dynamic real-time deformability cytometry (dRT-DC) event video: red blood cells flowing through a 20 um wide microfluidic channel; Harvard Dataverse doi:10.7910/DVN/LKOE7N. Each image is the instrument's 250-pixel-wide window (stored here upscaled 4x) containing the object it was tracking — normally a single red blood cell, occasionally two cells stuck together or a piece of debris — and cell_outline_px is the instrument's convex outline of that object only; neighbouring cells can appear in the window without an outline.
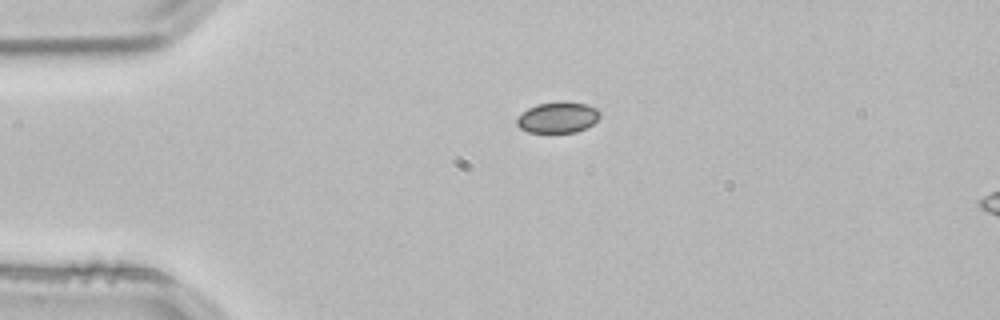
{"species": "common noctule bat (a hibernating species)", "species_latin": "Nyctalus noctula", "temperature_condition": "room temperature", "stored_images_in_passage": 6, "camera_frame_rate_fps": 3000, "um_per_image_px": 0.085, "animal": {"sex": "male", "body_mass_g": 21.5, "forearm_length_mm": 52.0}, "frame": {"image": 1, "passage_image": 1, "time_ms": 0.0, "image_size_px": [1000, 320], "cell_outline_px": [[600, 116], [592, 124], [576, 132], [528, 132], [520, 128], [516, 124], [516, 120], [528, 108], [536, 104], [584, 104], [596, 108], [600, 112]], "centroid_in_image_um": [47.39, 10.02], "position_along_channel_um": 37.6, "area_um2": 14.22}}